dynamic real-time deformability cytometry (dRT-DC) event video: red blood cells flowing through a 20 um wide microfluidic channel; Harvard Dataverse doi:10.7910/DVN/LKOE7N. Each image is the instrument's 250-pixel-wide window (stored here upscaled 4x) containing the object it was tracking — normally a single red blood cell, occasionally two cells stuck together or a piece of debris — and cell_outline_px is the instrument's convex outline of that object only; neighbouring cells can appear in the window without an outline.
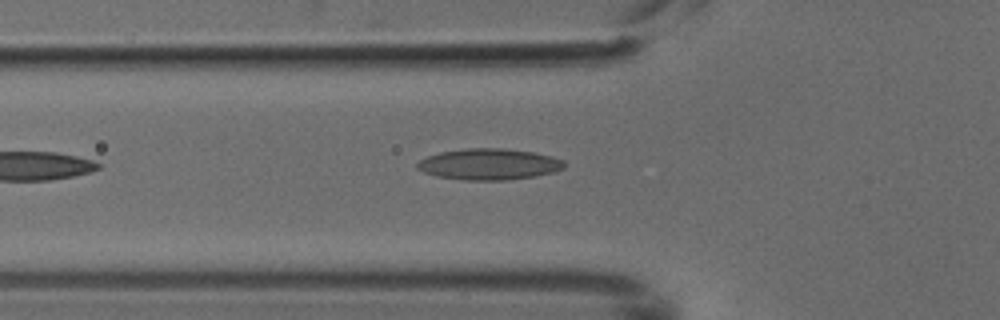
{"species": "common noctule bat (a hibernating species)", "species_latin": "Nyctalus noctula", "temperature_condition": "cold", "stored_images_in_passage": 2, "camera_frame_rate_fps": 3000, "um_per_image_px": 0.085, "animal": {"sex": "male", "body_mass_g": 18.8}, "frame": {"image": 1, "passage_image": 2, "time_ms": 0.333, "image_size_px": [1000, 320], "cell_outline_px": [[564, 168], [552, 172], [536, 176], [508, 180], [464, 180], [436, 176], [424, 172], [416, 168], [416, 164], [420, 160], [428, 156], [440, 152], [468, 148], [500, 148], [532, 152], [564, 160]], "centroid_in_image_um": [41.54, 13.96], "position_along_channel_um": 84.3, "area_um2": 26.53}}